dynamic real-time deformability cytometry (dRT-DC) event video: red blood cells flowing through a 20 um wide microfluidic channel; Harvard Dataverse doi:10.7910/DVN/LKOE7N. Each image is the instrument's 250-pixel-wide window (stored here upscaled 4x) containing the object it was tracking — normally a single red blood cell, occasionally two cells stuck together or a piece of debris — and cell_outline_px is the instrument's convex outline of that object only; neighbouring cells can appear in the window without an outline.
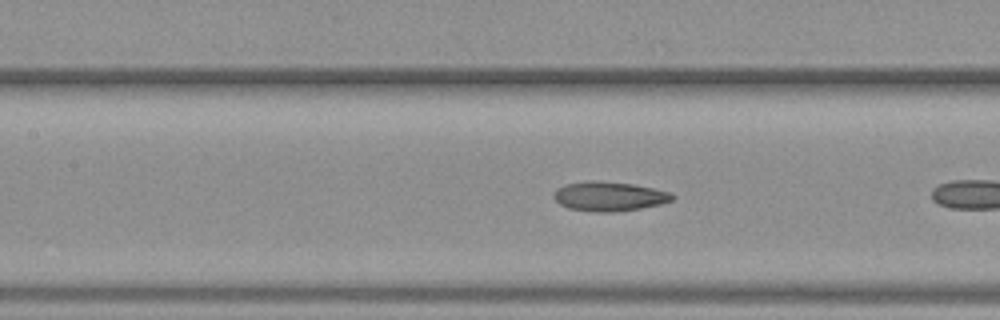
{"species": "common noctule bat (a hibernating species)", "species_latin": "Nyctalus noctula", "temperature_condition": "warm", "stored_images_in_passage": 6, "camera_frame_rate_fps": 3000, "um_per_image_px": 0.085, "animal": {"sex": "female", "body_mass_g": 19.3, "forearm_length_mm": 54.1}, "frame": {"image": 1, "passage_image": 5, "time_ms": 1.333, "image_size_px": [1000, 320], "cell_outline_px": [[676, 196], [672, 200], [660, 204], [640, 208], [616, 212], [592, 212], [568, 208], [560, 204], [552, 196], [552, 192], [556, 188], [564, 184], [632, 184], [672, 192]], "centroid_in_image_um": [51.8, 16.75], "position_along_channel_um": 155.6, "area_um2": 19.48}}